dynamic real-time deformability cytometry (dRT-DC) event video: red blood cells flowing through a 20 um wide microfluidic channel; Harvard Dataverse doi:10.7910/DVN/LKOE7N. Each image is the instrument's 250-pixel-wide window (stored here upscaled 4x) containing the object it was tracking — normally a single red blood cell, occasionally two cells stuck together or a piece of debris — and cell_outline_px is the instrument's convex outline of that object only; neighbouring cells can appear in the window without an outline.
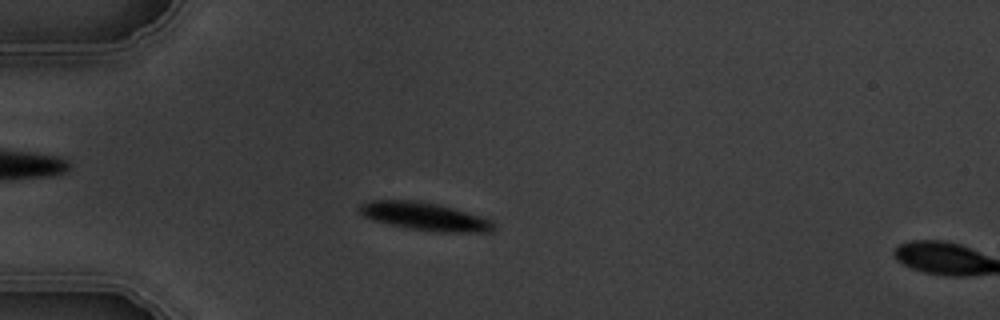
{"species": "common noctule bat (a hibernating species)", "species_latin": "Nyctalus noctula", "temperature_condition": "warm", "stored_images_in_passage": 4, "camera_frame_rate_fps": 3000, "um_per_image_px": 0.085, "animal": {"sex": "male", "body_mass_g": 19.5, "forearm_length_mm": 54.6}, "frame": {"image": 1, "passage_image": 3, "time_ms": 3.0, "image_size_px": [1000, 320], "cell_outline_px": [[496, 228], [492, 232], [436, 232], [408, 228], [388, 224], [372, 220], [364, 216], [360, 212], [360, 204], [368, 200], [420, 200], [452, 208], [480, 216], [492, 220]], "centroid_in_image_um": [36.1, 18.4], "position_along_channel_um": 48.9, "area_um2": 21.91}}